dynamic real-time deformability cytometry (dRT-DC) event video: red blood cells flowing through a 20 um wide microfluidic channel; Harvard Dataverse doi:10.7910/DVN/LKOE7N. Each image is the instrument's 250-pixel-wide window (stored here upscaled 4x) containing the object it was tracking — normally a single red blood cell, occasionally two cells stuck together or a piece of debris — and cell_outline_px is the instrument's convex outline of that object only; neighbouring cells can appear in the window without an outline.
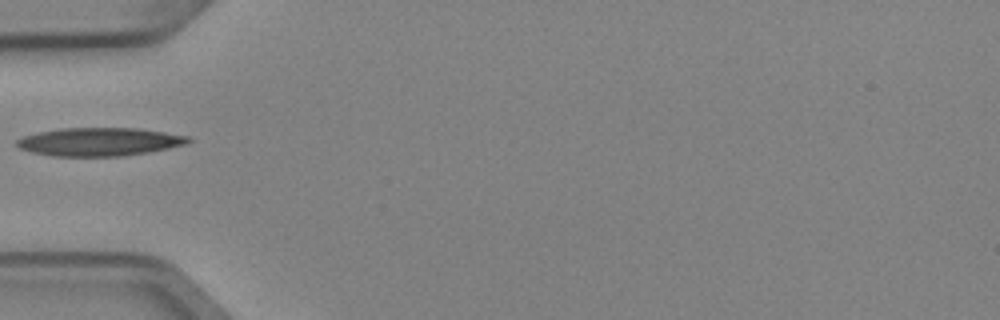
{"species": "Egyptian fruit bat (a non-hibernating species)", "species_latin": "Rousettus aegyptiacus", "temperature_condition": "cold", "stored_images_in_passage": 4, "camera_frame_rate_fps": 3000, "um_per_image_px": 0.085, "animal": {"sex": "female"}, "frame": {"image": 1, "passage_image": 4, "time_ms": 1.0, "image_size_px": [1000, 320], "cell_outline_px": [[192, 140], [184, 144], [168, 148], [148, 152], [124, 156], [56, 156], [32, 152], [20, 148], [16, 144], [16, 140], [24, 136], [36, 132], [60, 128], [140, 128], [188, 136]], "centroid_in_image_um": [8.43, 12.04], "position_along_channel_um": 76.6, "area_um2": 28.15}}